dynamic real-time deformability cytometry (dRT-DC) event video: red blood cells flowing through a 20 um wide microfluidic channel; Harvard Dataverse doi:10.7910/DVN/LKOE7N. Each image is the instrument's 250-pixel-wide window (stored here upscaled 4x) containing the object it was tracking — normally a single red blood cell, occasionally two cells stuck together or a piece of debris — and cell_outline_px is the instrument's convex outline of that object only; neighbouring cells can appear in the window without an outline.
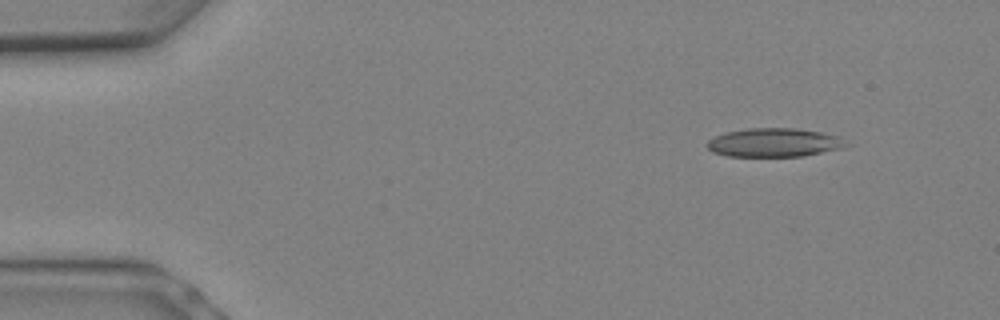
{"species": "Egyptian fruit bat (a non-hibernating species)", "species_latin": "Rousettus aegyptiacus", "temperature_condition": "warm", "stored_images_in_passage": 7, "camera_frame_rate_fps": 3000, "um_per_image_px": 0.085, "animal": {"sex": "female"}, "frame": {"image": 1, "passage_image": 3, "time_ms": 0.667, "image_size_px": [1000, 320], "cell_outline_px": [[852, 144], [840, 148], [804, 156], [728, 156], [712, 152], [704, 144], [708, 140], [716, 136], [728, 132], [748, 128], [796, 128], [820, 132], [836, 136]], "centroid_in_image_um": [65.78, 12.12], "position_along_channel_um": 19.2, "area_um2": 23.12}}
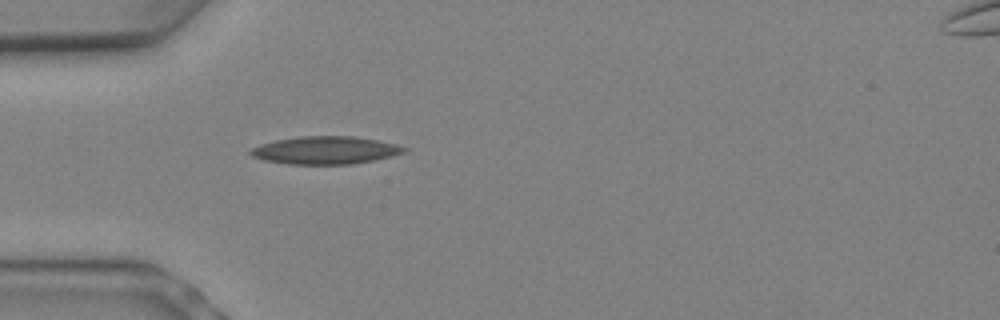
{"frame": {"image": 2, "passage_image": 7, "time_ms": 2.0, "image_size_px": [1000, 320], "cell_outline_px": [[408, 152], [392, 156], [352, 164], [288, 164], [264, 160], [252, 156], [248, 152], [252, 148], [260, 144], [276, 140], [300, 136], [352, 136], [376, 140], [396, 144], [408, 148]], "centroid_in_image_um": [27.67, 12.77], "position_along_channel_um": 57.3, "area_um2": 24.8}}